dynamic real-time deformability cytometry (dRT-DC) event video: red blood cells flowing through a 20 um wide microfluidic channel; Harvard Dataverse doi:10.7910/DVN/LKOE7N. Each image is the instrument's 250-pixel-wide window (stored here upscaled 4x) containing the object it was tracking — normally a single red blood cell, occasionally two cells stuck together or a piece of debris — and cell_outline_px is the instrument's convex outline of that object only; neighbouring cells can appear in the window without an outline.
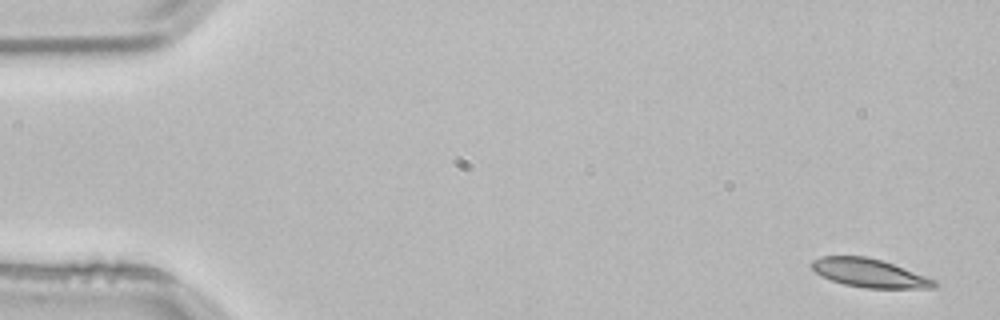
{"species": "common noctule bat (a hibernating species)", "species_latin": "Nyctalus noctula", "temperature_condition": "room temperature", "stored_images_in_passage": 4, "camera_frame_rate_fps": 3000, "um_per_image_px": 0.085, "animal": {"sex": "male", "body_mass_g": 21.5, "forearm_length_mm": 52.0}, "frame": {"image": 1, "passage_image": 1, "time_ms": 0.0, "image_size_px": [1000, 320], "cell_outline_px": [[940, 284], [936, 288], [864, 288], [844, 284], [820, 276], [808, 264], [812, 260], [820, 256], [868, 256], [884, 260], [936, 280]], "centroid_in_image_um": [73.9, 23.2], "position_along_channel_um": 11.1, "area_um2": 20.69}}